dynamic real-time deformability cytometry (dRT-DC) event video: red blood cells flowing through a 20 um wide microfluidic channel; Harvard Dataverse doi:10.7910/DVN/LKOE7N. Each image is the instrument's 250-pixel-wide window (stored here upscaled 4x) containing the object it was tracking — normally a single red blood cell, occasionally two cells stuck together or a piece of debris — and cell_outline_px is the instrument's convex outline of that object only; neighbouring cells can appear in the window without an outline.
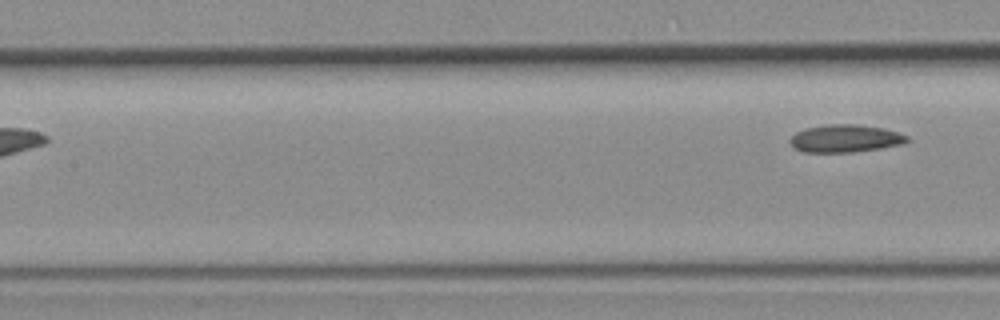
{"species": "common noctule bat (a hibernating species)", "species_latin": "Nyctalus noctula", "temperature_condition": "room temperature", "stored_images_in_passage": 4, "segment_of_instrument_passage": [2, 2], "camera_frame_rate_fps": 3000, "um_per_image_px": 0.085, "animal": {"sex": "female", "body_mass_g": 19.3, "forearm_length_mm": 54.1}, "frame": {"image": 1, "passage_image": 4, "time_ms": 3.333, "image_size_px": [1000, 320], "cell_outline_px": [[908, 140], [904, 144], [880, 148], [852, 152], [804, 152], [792, 148], [788, 140], [796, 132], [804, 128], [824, 124], [856, 124], [884, 128], [908, 136]], "centroid_in_image_um": [71.79, 11.77], "position_along_channel_um": 135.6, "area_um2": 19.02}}